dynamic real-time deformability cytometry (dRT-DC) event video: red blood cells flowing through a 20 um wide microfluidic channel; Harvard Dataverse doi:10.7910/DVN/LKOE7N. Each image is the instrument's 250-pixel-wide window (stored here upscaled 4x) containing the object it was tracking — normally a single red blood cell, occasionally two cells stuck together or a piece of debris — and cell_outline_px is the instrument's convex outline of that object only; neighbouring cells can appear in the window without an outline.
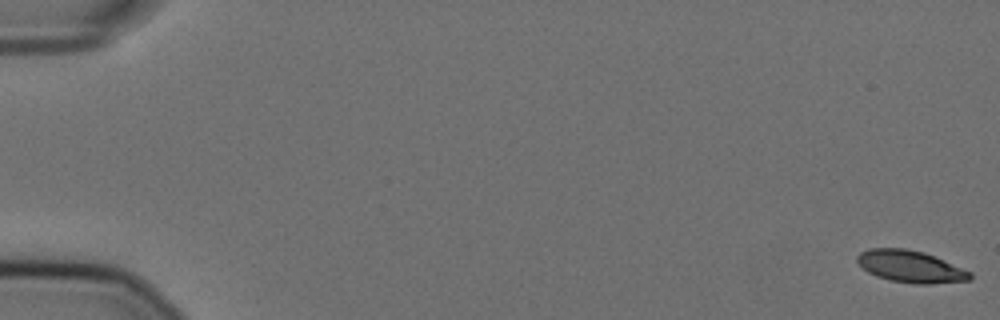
{"species": "Egyptian fruit bat (a non-hibernating species)", "species_latin": "Rousettus aegyptiacus", "temperature_condition": "cold", "stored_images_in_passage": 57, "camera_frame_rate_fps": 3000, "um_per_image_px": 0.085, "animal": {"sex": "female"}, "frame": {"image": 1, "passage_image": 1, "time_ms": 0.0, "image_size_px": [1000, 320], "cell_outline_px": [[972, 280], [932, 284], [916, 284], [892, 280], [876, 276], [868, 272], [856, 260], [856, 256], [860, 252], [868, 248], [904, 248], [924, 252], [972, 272]], "centroid_in_image_um": [77.4, 22.65], "position_along_channel_um": 7.6, "area_um2": 20.98}}
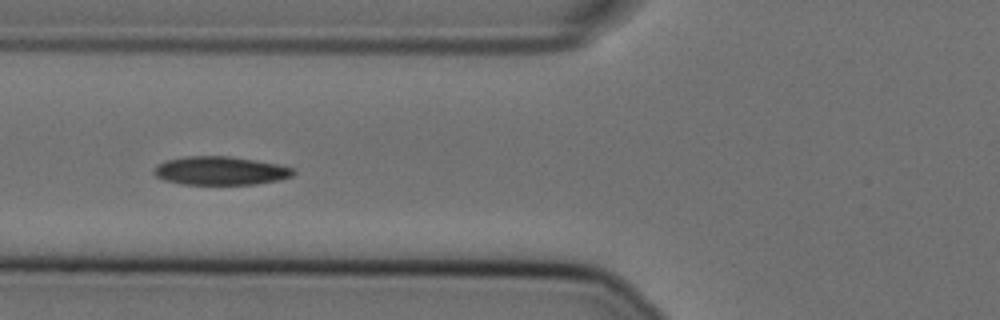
{"frame": {"image": 2, "passage_image": 23, "time_ms": 7.333, "image_size_px": [1000, 320], "cell_outline_px": [[296, 172], [292, 176], [280, 180], [256, 184], [180, 184], [164, 180], [156, 176], [152, 172], [156, 164], [164, 160], [184, 156], [228, 156], [276, 164], [296, 168]], "centroid_in_image_um": [18.7, 14.51], "position_along_channel_um": 107.1, "area_um2": 23.29}}
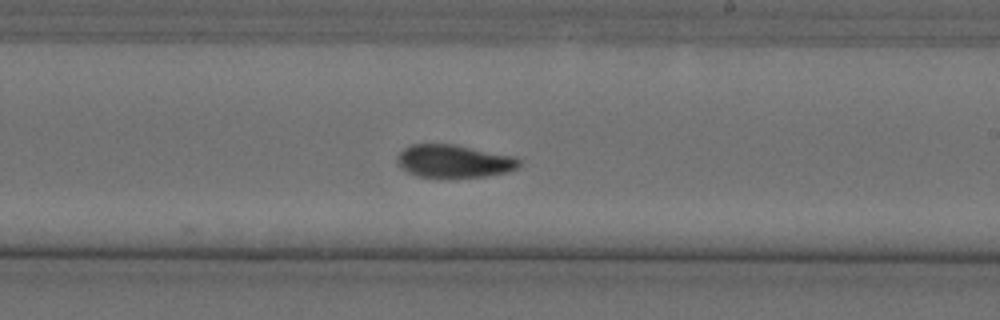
{"frame": {"image": 3, "passage_image": 35, "time_ms": 11.333, "image_size_px": [1000, 320], "cell_outline_px": [[520, 168], [508, 172], [488, 176], [416, 176], [408, 172], [396, 160], [396, 156], [404, 148], [412, 144], [452, 144], [516, 156], [520, 160]], "centroid_in_image_um": [38.64, 13.68], "position_along_channel_um": 250.4, "area_um2": 23.12}, "authors_computed_cell_mechanics": {"area_um2": 23.0044, "velocity_mm_per_s": 3.5874, "shape_relaxation_time_tau1_ms": 9.0479, "shape_relaxation_time_tau2_ms": 3.5023, "deformation_change_tau1": 0.2048, "deformation_change_tau2": 0.0746}}